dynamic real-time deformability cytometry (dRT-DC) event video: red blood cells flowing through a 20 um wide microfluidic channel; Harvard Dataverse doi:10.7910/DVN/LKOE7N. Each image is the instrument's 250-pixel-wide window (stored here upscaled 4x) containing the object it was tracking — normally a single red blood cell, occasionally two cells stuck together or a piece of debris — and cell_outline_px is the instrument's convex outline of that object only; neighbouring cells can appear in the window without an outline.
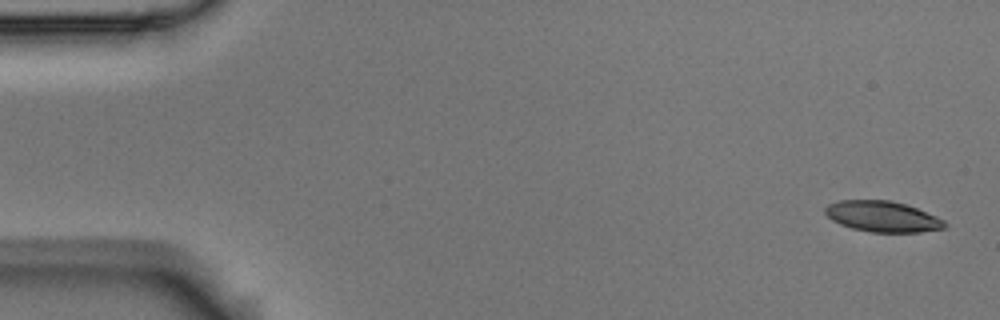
{"species": "Egyptian fruit bat (a non-hibernating species)", "species_latin": "Rousettus aegyptiacus", "temperature_condition": "room temperature", "stored_images_in_passage": 6, "camera_frame_rate_fps": 3000, "um_per_image_px": 0.085, "animal": {"sex": "male"}, "frame": {"image": 1, "passage_image": 1, "time_ms": 0.0, "image_size_px": [1000, 320], "cell_outline_px": [[948, 224], [944, 228], [920, 232], [872, 232], [852, 228], [840, 224], [832, 220], [824, 212], [824, 208], [828, 204], [840, 200], [888, 200], [904, 204], [916, 208], [936, 216], [944, 220]], "centroid_in_image_um": [75.0, 18.4], "position_along_channel_um": 10.0, "area_um2": 21.33}}